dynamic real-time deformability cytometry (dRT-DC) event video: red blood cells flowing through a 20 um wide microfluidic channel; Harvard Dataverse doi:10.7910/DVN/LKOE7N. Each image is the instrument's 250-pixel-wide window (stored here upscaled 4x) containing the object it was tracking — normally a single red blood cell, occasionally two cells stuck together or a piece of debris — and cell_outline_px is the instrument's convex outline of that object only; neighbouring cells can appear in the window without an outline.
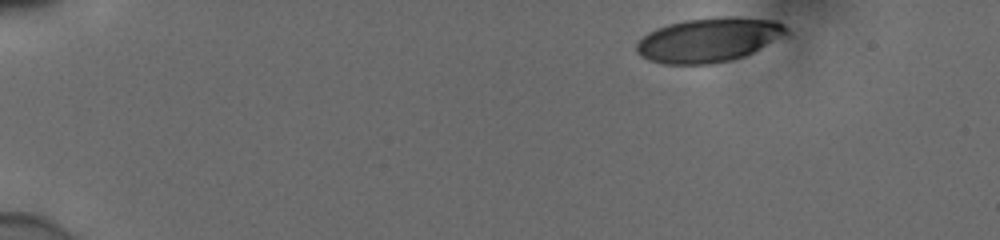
{"species": "human", "species_latin": "Homo sapiens", "temperature_condition": "cold", "stored_images_in_passage": 41, "camera_frame_rate_fps": 3000, "um_per_image_px": 0.085, "donor": {"sex": "male"}, "frame": {"image": 1, "passage_image": 1, "time_ms": 0.0, "image_size_px": [1000, 240], "cell_outline_px": [[788, 32], [752, 52], [744, 56], [732, 60], [712, 64], [664, 64], [648, 60], [640, 56], [636, 52], [636, 44], [648, 32], [656, 28], [668, 24], [684, 20], [724, 16], [736, 16], [776, 20], [784, 24], [788, 28]], "centroid_in_image_um": [60.21, 3.38], "position_along_channel_um": 24.8, "area_um2": 38.67}}
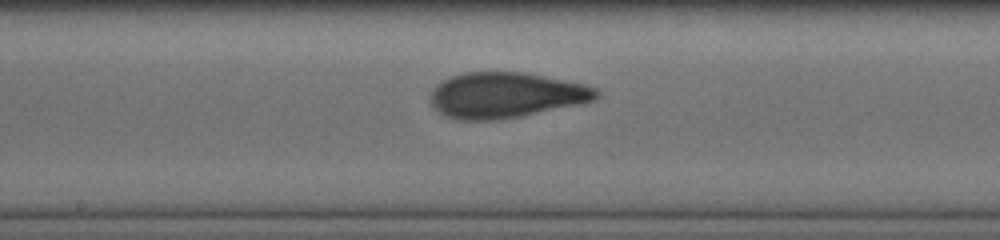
{"frame": {"image": 2, "passage_image": 24, "time_ms": 7.667, "image_size_px": [1000, 240], "cell_outline_px": [[600, 96], [584, 104], [520, 116], [492, 120], [460, 120], [444, 116], [428, 100], [428, 96], [432, 88], [436, 84], [452, 76], [464, 72], [524, 72], [584, 84], [596, 88], [600, 92]], "centroid_in_image_um": [42.98, 8.09], "position_along_channel_um": 205.2, "area_um2": 44.27}}
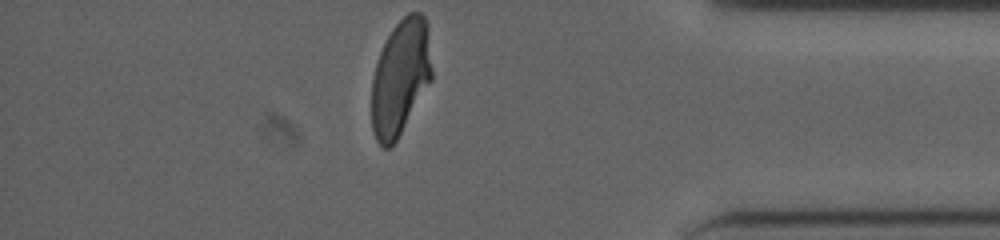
{"frame": {"image": 3, "passage_image": 41, "time_ms": 13.333, "image_size_px": [1000, 240], "cell_outline_px": [[432, 80], [396, 140], [388, 148], [384, 148], [376, 140], [372, 128], [372, 80], [376, 64], [380, 52], [392, 28], [408, 12], [420, 12], [424, 16], [428, 28], [432, 68]], "centroid_in_image_um": [34.05, 6.56], "position_along_channel_um": 401.2, "area_um2": 40.4}, "authors_computed_cell_mechanics": {"area_um2": 42.6564, "velocity_mm_per_s": 3.8761, "shape_relaxation_time_tau1_ms": 7.2109, "shape_relaxation_time_tau2_ms": 1.1785, "deformation_change_tau1": 0.2241, "deformation_change_tau2": 0.0705}}